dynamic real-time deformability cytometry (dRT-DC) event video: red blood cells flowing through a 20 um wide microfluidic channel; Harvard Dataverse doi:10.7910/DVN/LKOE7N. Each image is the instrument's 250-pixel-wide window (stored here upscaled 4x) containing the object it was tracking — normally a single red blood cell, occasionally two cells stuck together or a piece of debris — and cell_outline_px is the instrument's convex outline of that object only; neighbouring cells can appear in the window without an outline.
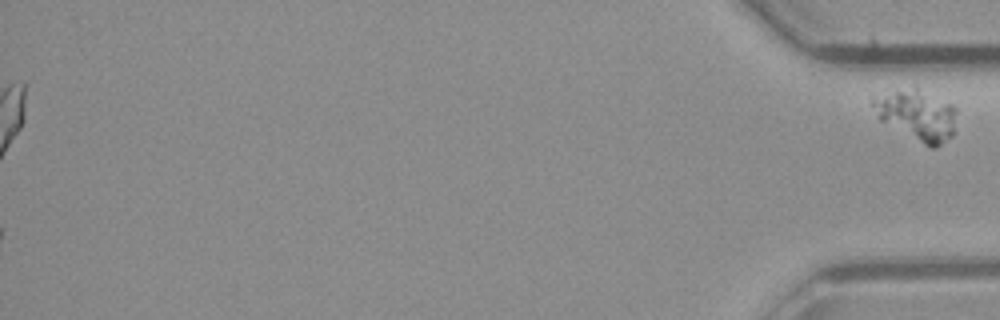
{"species": "common noctule bat (a hibernating species)", "species_latin": "Nyctalus noctula", "temperature_condition": "room temperature", "stored_images_in_passage": 51, "camera_frame_rate_fps": 3000, "um_per_image_px": 0.085, "animal": {"sex": "male", "body_mass_g": 23.1, "forearm_length_mm": 52.7}, "frame": {"image": 1, "passage_image": 51, "time_ms": 16.667, "image_size_px": [1000, 320], "cell_outline_px": [[956, 112], [952, 136], [936, 148], [932, 148], [924, 144], [880, 120], [872, 104], [872, 96], [916, 88], [952, 104], [956, 108]], "centroid_in_image_um": [77.96, 9.8], "position_along_channel_um": 357.2, "area_um2": 23.87}}